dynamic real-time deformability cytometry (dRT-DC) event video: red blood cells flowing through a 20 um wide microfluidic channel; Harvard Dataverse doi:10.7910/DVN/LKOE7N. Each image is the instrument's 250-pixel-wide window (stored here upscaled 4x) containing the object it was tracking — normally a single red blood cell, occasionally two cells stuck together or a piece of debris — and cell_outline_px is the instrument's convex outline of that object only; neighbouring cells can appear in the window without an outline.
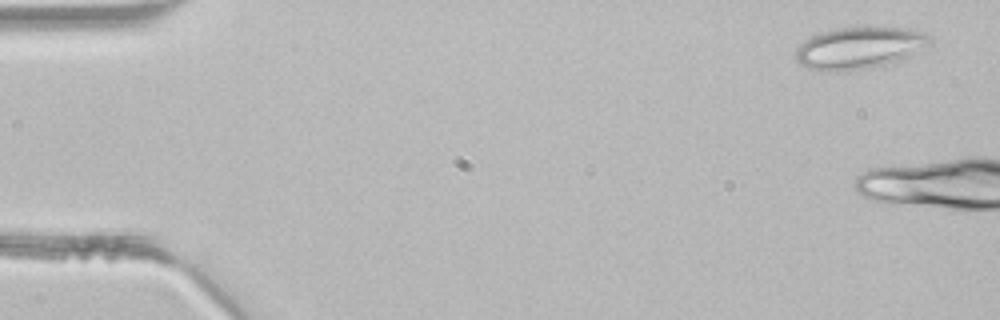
{"species": "common noctule bat (a hibernating species)", "species_latin": "Nyctalus noctula", "temperature_condition": "room temperature", "stored_images_in_passage": 4, "camera_frame_rate_fps": 3000, "um_per_image_px": 0.085, "animal": {"sex": "male", "body_mass_g": 21.5, "forearm_length_mm": 52.0}, "frame": {"image": 1, "passage_image": 1, "time_ms": 0.0, "image_size_px": [1000, 320], "cell_outline_px": [[932, 40], [928, 44], [908, 56], [900, 60], [884, 64], [844, 72], [832, 72], [808, 68], [800, 64], [796, 60], [796, 48], [804, 40], [820, 32], [840, 28], [868, 24], [872, 24], [908, 28], [924, 32], [932, 36]], "centroid_in_image_um": [73.05, 4.02], "position_along_channel_um": 12.0, "area_um2": 33.41}}